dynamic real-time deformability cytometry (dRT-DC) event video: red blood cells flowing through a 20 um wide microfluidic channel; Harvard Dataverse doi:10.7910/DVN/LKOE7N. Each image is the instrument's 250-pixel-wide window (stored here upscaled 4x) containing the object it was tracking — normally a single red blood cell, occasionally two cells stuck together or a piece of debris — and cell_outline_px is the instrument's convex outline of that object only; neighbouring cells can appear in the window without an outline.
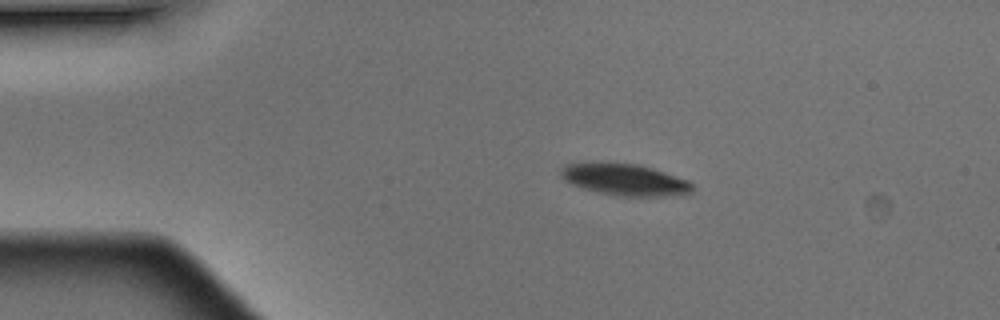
{"species": "Egyptian fruit bat (a non-hibernating species)", "species_latin": "Rousettus aegyptiacus", "temperature_condition": "warm", "stored_images_in_passage": 2, "camera_frame_rate_fps": 3000, "um_per_image_px": 0.085, "animal": {"sex": "male"}, "frame": {"image": 1, "passage_image": 1, "time_ms": 0.0, "image_size_px": [1000, 320], "cell_outline_px": [[692, 192], [684, 196], [616, 196], [596, 192], [572, 184], [564, 180], [560, 176], [560, 168], [568, 164], [604, 160], [636, 164], [652, 168], [688, 180], [692, 184]], "centroid_in_image_um": [53.08, 15.25], "position_along_channel_um": 31.9, "area_um2": 24.91}}